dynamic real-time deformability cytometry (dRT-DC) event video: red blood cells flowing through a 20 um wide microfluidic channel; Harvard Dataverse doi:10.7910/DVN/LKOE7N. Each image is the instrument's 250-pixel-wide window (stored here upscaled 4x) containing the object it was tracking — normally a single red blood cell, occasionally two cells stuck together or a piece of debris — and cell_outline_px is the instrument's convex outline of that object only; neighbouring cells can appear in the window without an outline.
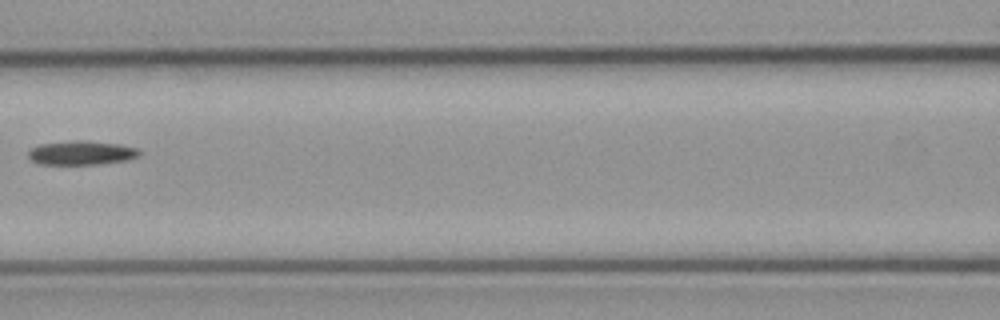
{"species": "common noctule bat (a hibernating species)", "species_latin": "Nyctalus noctula", "temperature_condition": "cold", "stored_images_in_passage": 9, "segment_of_instrument_passage": [2, 2], "camera_frame_rate_fps": 3000, "um_per_image_px": 0.085, "animal": {"sex": "male", "body_mass_g": 23.1, "forearm_length_mm": 52.7}, "frame": {"image": 1, "passage_image": 8, "time_ms": 9.0, "image_size_px": [1000, 320], "cell_outline_px": [[140, 156], [124, 160], [96, 164], [36, 164], [28, 156], [28, 152], [32, 148], [40, 144], [72, 140], [84, 140], [120, 144], [136, 148], [140, 152]], "centroid_in_image_um": [6.89, 12.98], "position_along_channel_um": 159.7, "area_um2": 15.49}}
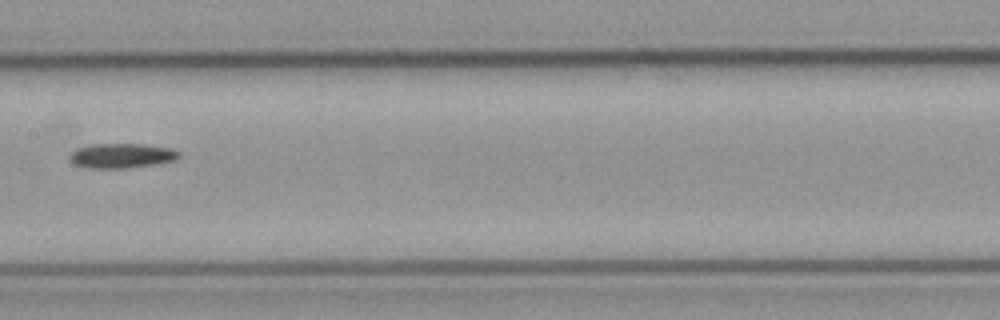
{"frame": {"image": 2, "passage_image": 9, "time_ms": 10.0, "image_size_px": [1000, 320], "cell_outline_px": [[180, 156], [176, 160], [156, 164], [128, 168], [88, 168], [76, 164], [68, 156], [76, 148], [88, 144], [140, 144], [172, 148], [180, 152]], "centroid_in_image_um": [10.36, 13.23], "position_along_channel_um": 197.0, "area_um2": 15.78}}